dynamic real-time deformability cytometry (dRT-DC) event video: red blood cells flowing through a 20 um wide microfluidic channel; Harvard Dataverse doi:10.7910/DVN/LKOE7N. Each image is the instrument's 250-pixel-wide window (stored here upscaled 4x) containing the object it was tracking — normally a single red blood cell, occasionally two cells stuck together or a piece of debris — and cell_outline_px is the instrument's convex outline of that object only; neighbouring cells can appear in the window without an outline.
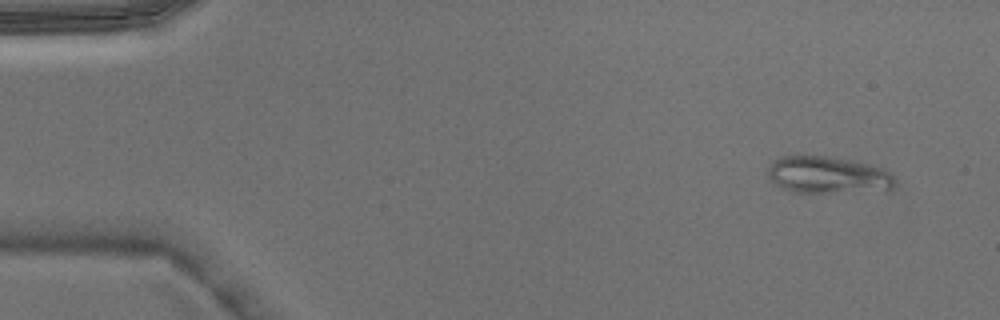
{"species": "Egyptian fruit bat (a non-hibernating species)", "species_latin": "Rousettus aegyptiacus", "temperature_condition": "warm", "stored_images_in_passage": 5, "camera_frame_rate_fps": 3000, "um_per_image_px": 0.085, "animal": {"sex": "male"}, "frame": {"image": 1, "passage_image": 1, "time_ms": 0.0, "image_size_px": [1000, 320], "cell_outline_px": [[896, 184], [892, 188], [824, 192], [796, 192], [780, 188], [768, 176], [768, 168], [780, 156], [824, 156], [856, 160], [872, 164], [884, 168], [892, 172], [896, 180]], "centroid_in_image_um": [70.39, 14.84], "position_along_channel_um": 14.6, "area_um2": 27.11}}